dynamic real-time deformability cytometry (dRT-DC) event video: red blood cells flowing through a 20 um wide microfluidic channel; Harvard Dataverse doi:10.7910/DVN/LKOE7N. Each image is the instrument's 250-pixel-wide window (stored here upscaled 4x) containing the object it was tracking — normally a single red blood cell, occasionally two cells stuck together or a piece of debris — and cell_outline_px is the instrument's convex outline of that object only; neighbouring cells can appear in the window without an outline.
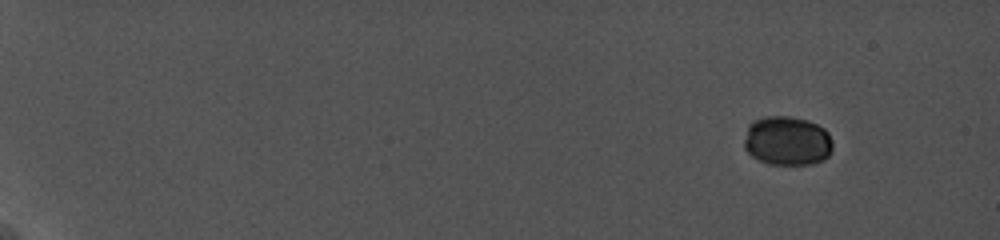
{"species": "common noctule bat (a hibernating species)", "species_latin": "Nyctalus noctula", "temperature_condition": "cold", "stored_images_in_passage": 42, "camera_frame_rate_fps": 5000, "um_per_image_px": 0.085, "animal": {"sex": "female", "body_mass_g": 19.0, "forearm_length_mm": 56.7}, "frame": {"image": 1, "passage_image": 1, "time_ms": 0.0, "image_size_px": [1000, 240], "cell_outline_px": [[832, 152], [824, 160], [812, 164], [768, 164], [752, 156], [744, 148], [744, 140], [748, 124], [764, 116], [788, 116], [808, 120], [824, 128], [828, 132], [832, 144]], "centroid_in_image_um": [66.91, 11.97], "position_along_channel_um": 18.1, "area_um2": 25.55}}
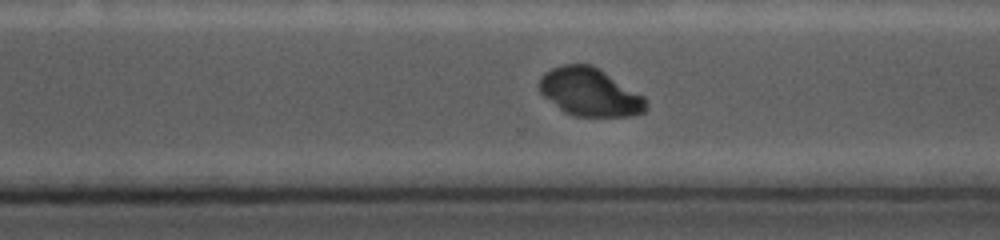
{"frame": {"image": 2, "passage_image": 35, "time_ms": 13.2, "image_size_px": [1000, 240], "cell_outline_px": [[648, 108], [644, 112], [632, 116], [576, 116], [564, 112], [544, 96], [540, 92], [536, 84], [540, 76], [544, 72], [552, 68], [564, 64], [592, 64], [644, 96]], "centroid_in_image_um": [50.11, 7.82], "position_along_channel_um": 320.5, "area_um2": 30.0}}
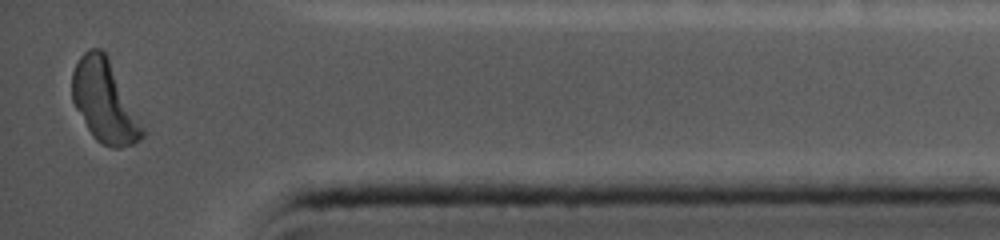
{"frame": {"image": 3, "passage_image": 42, "time_ms": 16.2, "image_size_px": [1000, 240], "cell_outline_px": [[144, 136], [140, 140], [132, 144], [120, 148], [112, 148], [96, 140], [92, 136], [76, 108], [72, 100], [72, 72], [80, 56], [84, 52], [92, 48], [100, 48], [104, 52], [144, 128]], "centroid_in_image_um": [8.85, 8.65], "position_along_channel_um": 426.3, "area_um2": 32.77}}